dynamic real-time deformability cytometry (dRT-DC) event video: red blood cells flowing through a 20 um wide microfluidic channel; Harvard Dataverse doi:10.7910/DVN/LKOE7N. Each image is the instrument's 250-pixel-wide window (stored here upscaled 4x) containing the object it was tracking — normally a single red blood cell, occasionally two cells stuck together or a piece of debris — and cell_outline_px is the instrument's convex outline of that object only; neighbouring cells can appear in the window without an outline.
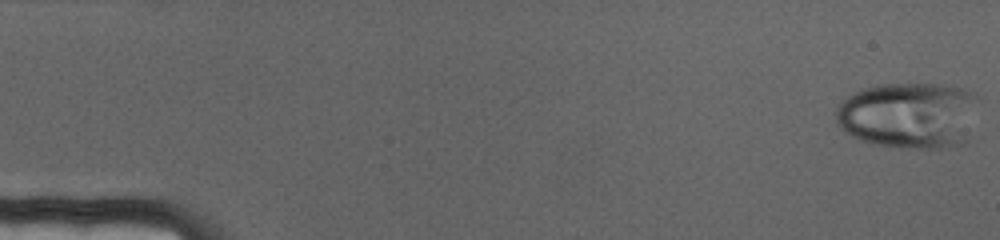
{"species": "human", "species_latin": "Homo sapiens", "temperature_condition": "cold", "stored_images_in_passage": 70, "camera_frame_rate_fps": 3000, "um_per_image_px": 0.085, "donor": {"sex": "female"}, "frame": {"image": 1, "passage_image": 1, "time_ms": 0.0, "image_size_px": [1000, 240], "cell_outline_px": [[980, 100], [968, 144], [944, 148], [908, 148], [876, 144], [860, 140], [844, 132], [836, 124], [836, 108], [848, 96], [860, 88], [876, 84], [940, 84], [960, 88], [976, 92]], "centroid_in_image_um": [77.33, 9.8], "position_along_channel_um": 7.7, "area_um2": 56.47}}
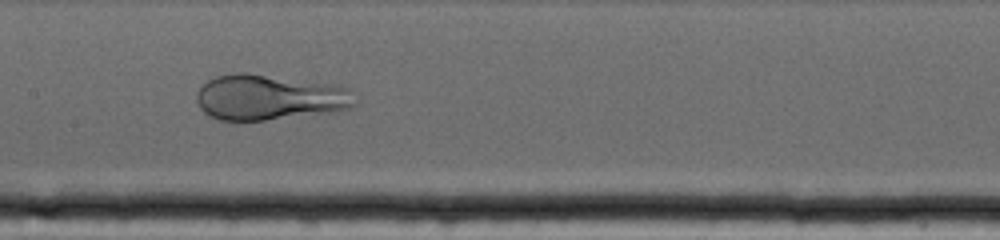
{"frame": {"image": 2, "passage_image": 35, "time_ms": 11.333, "image_size_px": [1000, 240], "cell_outline_px": [[356, 104], [348, 108], [336, 112], [264, 120], [220, 120], [204, 112], [200, 108], [196, 100], [196, 92], [208, 80], [216, 76], [232, 72], [248, 72], [332, 84], [348, 88], [352, 92]], "centroid_in_image_um": [22.89, 8.26], "position_along_channel_um": 184.5, "area_um2": 42.19}}
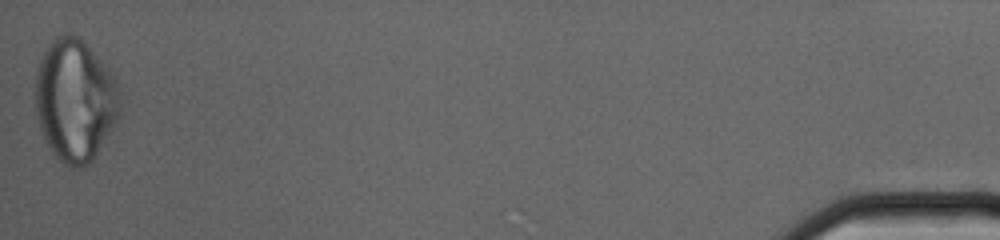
{"frame": {"image": 3, "passage_image": 70, "time_ms": 23.0, "image_size_px": [1000, 240], "cell_outline_px": [[120, 116], [92, 160], [88, 164], [80, 168], [72, 168], [64, 164], [52, 152], [40, 128], [36, 116], [36, 68], [44, 52], [56, 36], [76, 36], [104, 64], [116, 80], [120, 92]], "centroid_in_image_um": [6.38, 8.57], "position_along_channel_um": 428.8, "area_um2": 59.53}}